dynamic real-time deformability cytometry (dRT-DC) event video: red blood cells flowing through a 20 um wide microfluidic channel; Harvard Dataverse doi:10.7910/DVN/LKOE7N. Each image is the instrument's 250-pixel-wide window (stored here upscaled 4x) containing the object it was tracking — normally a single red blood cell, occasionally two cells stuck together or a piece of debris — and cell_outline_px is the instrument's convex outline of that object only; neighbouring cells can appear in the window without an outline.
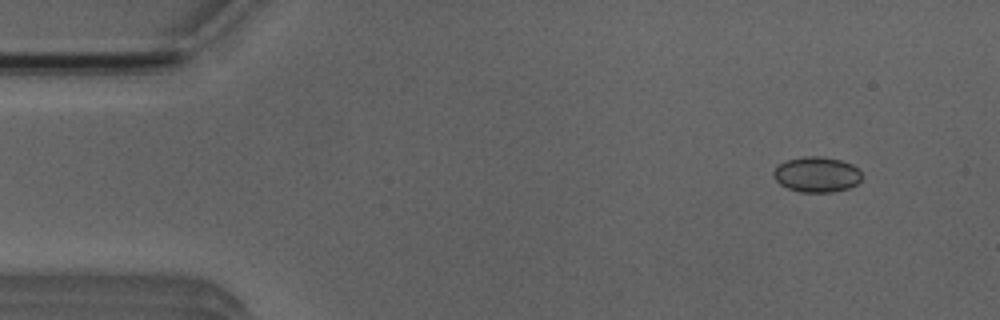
{"species": "Egyptian fruit bat (a non-hibernating species)", "species_latin": "Rousettus aegyptiacus", "temperature_condition": "room temperature", "stored_images_in_passage": 48, "camera_frame_rate_fps": 3000, "um_per_image_px": 0.085, "animal": {"sex": "male"}, "frame": {"image": 1, "passage_image": 1, "time_ms": 0.0, "image_size_px": [1000, 320], "cell_outline_px": [[860, 180], [856, 184], [848, 188], [832, 192], [800, 192], [788, 188], [780, 184], [772, 176], [772, 172], [780, 164], [788, 160], [804, 156], [820, 156], [840, 160], [852, 164], [860, 172]], "centroid_in_image_um": [69.4, 14.83], "position_along_channel_um": 15.6, "area_um2": 18.03}}
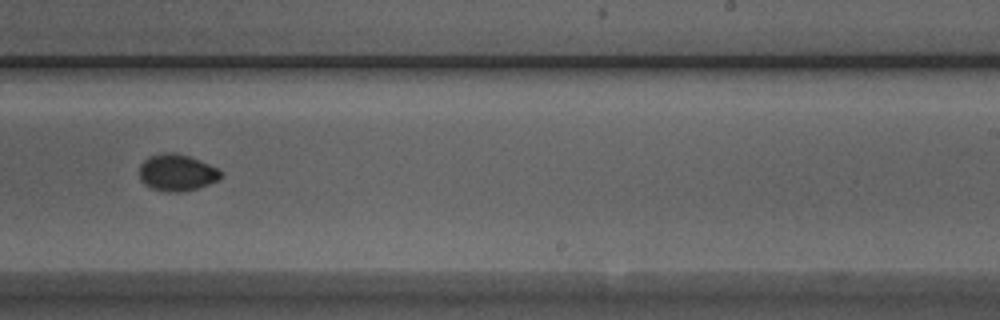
{"frame": {"image": 2, "passage_image": 28, "time_ms": 9.0, "image_size_px": [1000, 320], "cell_outline_px": [[224, 176], [208, 184], [196, 188], [180, 192], [168, 192], [152, 188], [144, 184], [140, 180], [140, 164], [148, 156], [164, 152], [176, 152], [200, 160], [224, 172]], "centroid_in_image_um": [15.03, 14.66], "position_along_channel_um": 274.0, "area_um2": 17.46}}
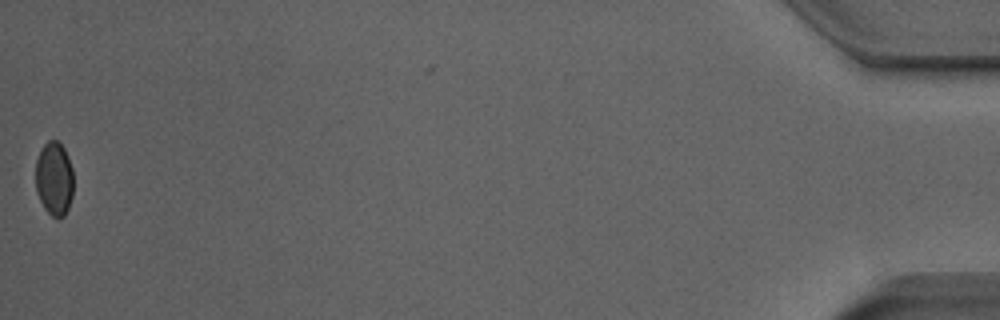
{"frame": {"image": 3, "passage_image": 48, "time_ms": 15.667, "image_size_px": [1000, 320], "cell_outline_px": [[72, 196], [68, 208], [64, 216], [52, 216], [44, 208], [36, 192], [36, 160], [44, 144], [48, 140], [56, 140], [64, 148], [68, 156], [72, 168]], "centroid_in_image_um": [4.6, 15.17], "position_along_channel_um": 430.6, "area_um2": 16.13}}